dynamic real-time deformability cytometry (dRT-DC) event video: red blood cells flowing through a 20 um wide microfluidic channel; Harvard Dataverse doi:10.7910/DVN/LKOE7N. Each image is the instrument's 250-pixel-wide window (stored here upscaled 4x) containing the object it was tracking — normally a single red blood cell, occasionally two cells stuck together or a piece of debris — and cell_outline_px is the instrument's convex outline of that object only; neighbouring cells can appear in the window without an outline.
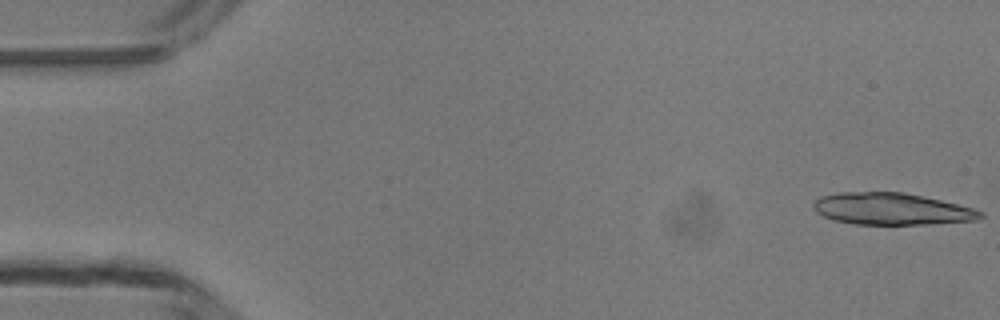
{"species": "common noctule bat (a hibernating species)", "species_latin": "Nyctalus noctula", "temperature_condition": "room temperature", "stored_images_in_passage": 12, "camera_frame_rate_fps": 3000, "um_per_image_px": 0.085, "animal": {"sex": "male", "body_mass_g": 13.3}, "frame": {"image": 1, "passage_image": 1, "time_ms": 0.0, "image_size_px": [1000, 320], "cell_outline_px": [[984, 216], [976, 220], [932, 224], [852, 224], [832, 220], [816, 212], [812, 208], [812, 200], [820, 196], [836, 192], [904, 192], [940, 200], [972, 208], [984, 212]], "centroid_in_image_um": [75.72, 17.75], "position_along_channel_um": 9.3, "area_um2": 31.21}}